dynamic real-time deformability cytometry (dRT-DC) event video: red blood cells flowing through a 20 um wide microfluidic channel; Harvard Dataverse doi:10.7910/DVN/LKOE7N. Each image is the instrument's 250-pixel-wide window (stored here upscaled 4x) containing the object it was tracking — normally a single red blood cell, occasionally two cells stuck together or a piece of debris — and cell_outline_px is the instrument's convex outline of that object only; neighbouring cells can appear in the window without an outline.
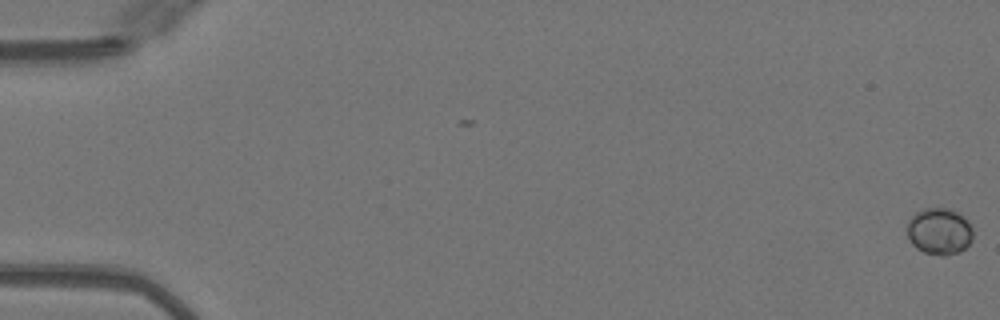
{"species": "Egyptian fruit bat (a non-hibernating species)", "species_latin": "Rousettus aegyptiacus", "temperature_condition": "warm", "stored_images_in_passage": 43, "camera_frame_rate_fps": 3000, "um_per_image_px": 0.085, "animal": {"sex": "female"}, "frame": {"image": 1, "passage_image": 1, "time_ms": 0.0, "image_size_px": [1000, 320], "cell_outline_px": [[972, 240], [960, 252], [944, 256], [940, 256], [924, 252], [916, 248], [908, 240], [908, 220], [916, 212], [924, 208], [952, 208], [960, 212], [968, 220], [972, 228]], "centroid_in_image_um": [79.86, 19.65], "position_along_channel_um": 5.1, "area_um2": 18.21}}
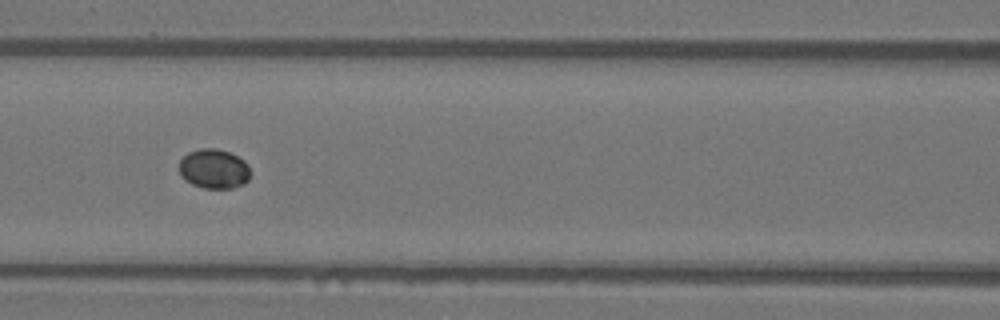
{"frame": {"image": 2, "passage_image": 24, "time_ms": 7.667, "image_size_px": [1000, 320], "cell_outline_px": [[252, 172], [248, 180], [244, 184], [232, 188], [204, 188], [192, 184], [184, 180], [180, 176], [180, 160], [188, 152], [200, 148], [216, 148], [228, 152], [244, 160], [248, 164]], "centroid_in_image_um": [18.2, 14.36], "position_along_channel_um": 148.4, "area_um2": 16.59}}
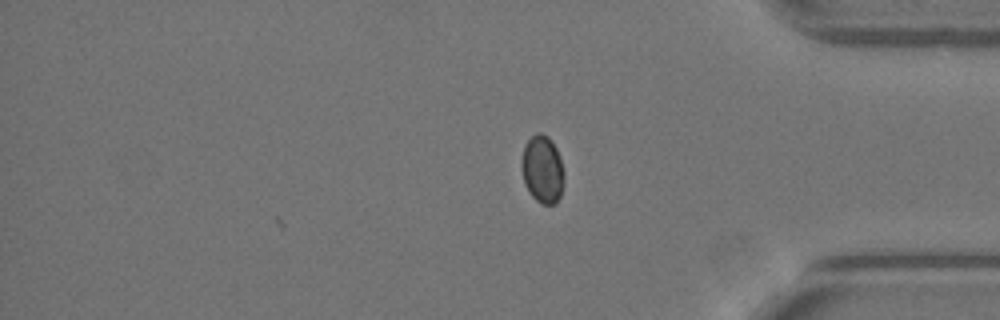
{"frame": {"image": 3, "passage_image": 43, "time_ms": 14.0, "image_size_px": [1000, 320], "cell_outline_px": [[564, 184], [560, 196], [556, 204], [540, 204], [528, 192], [524, 184], [520, 164], [524, 144], [536, 132], [540, 132], [548, 136], [552, 140], [556, 148], [564, 172]], "centroid_in_image_um": [46.09, 14.4], "position_along_channel_um": 389.1, "area_um2": 17.11}}